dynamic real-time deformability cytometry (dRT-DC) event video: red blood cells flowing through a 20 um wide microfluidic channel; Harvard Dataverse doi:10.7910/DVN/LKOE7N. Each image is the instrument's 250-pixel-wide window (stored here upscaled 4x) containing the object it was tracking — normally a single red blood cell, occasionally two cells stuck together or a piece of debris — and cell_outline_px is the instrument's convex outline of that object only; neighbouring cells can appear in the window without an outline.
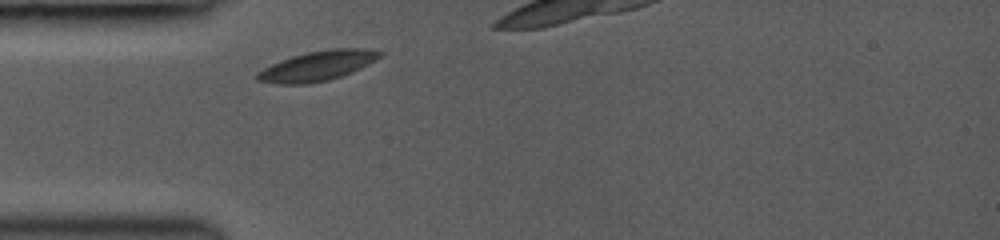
{"species": "common noctule bat (a hibernating species)", "species_latin": "Nyctalus noctula", "temperature_condition": "room temperature", "stored_images_in_passage": 5, "camera_frame_rate_fps": 3000, "um_per_image_px": 0.085, "animal": {"sex": "female", "body_mass_g": 19.0, "forearm_length_mm": 53.3}, "frame": {"image": 1, "passage_image": 1, "time_ms": 0.0, "image_size_px": [1000, 240], "cell_outline_px": [[384, 56], [352, 72], [328, 80], [308, 84], [280, 84], [256, 80], [256, 72], [280, 60], [292, 56], [308, 52], [328, 48], [360, 48], [384, 52]], "centroid_in_image_um": [27.0, 5.59], "position_along_channel_um": 58.0, "area_um2": 21.33}}
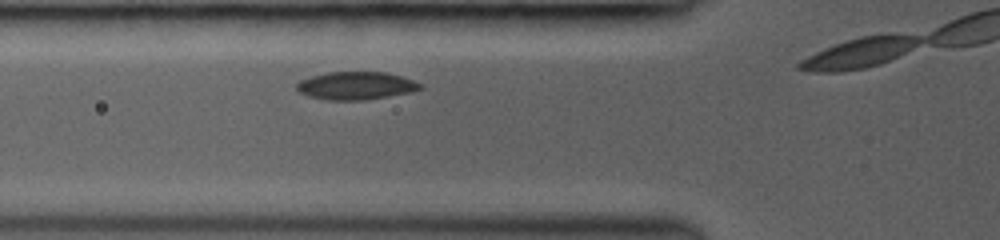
{"frame": {"image": 2, "passage_image": 4, "time_ms": 1.0, "image_size_px": [1000, 240], "cell_outline_px": [[424, 88], [408, 92], [388, 96], [364, 100], [328, 100], [308, 96], [300, 92], [296, 88], [296, 84], [300, 80], [312, 76], [328, 72], [388, 72], [412, 80], [420, 84]], "centroid_in_image_um": [30.23, 7.28], "position_along_channel_um": 95.6, "area_um2": 19.88}}